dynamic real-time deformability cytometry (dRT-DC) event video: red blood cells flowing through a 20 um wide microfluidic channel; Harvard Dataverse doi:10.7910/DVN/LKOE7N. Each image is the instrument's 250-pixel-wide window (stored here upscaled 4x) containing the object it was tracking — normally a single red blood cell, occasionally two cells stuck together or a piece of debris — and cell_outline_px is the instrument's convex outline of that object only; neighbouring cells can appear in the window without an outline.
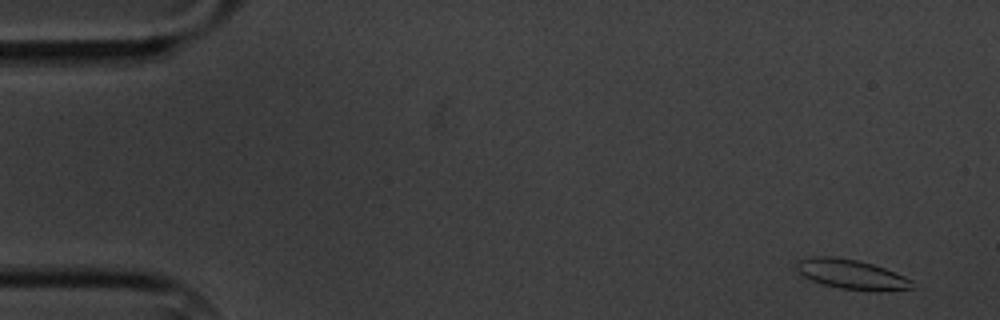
{"species": "common noctule bat (a hibernating species)", "species_latin": "Nyctalus noctula", "temperature_condition": "cold", "stored_images_in_passage": 5, "camera_frame_rate_fps": 3000, "um_per_image_px": 0.085, "animal": {"sex": "male", "body_mass_g": 20.1, "forearm_length_mm": 53.5}, "frame": {"image": 1, "passage_image": 1, "time_ms": 0.0, "image_size_px": [1000, 320], "cell_outline_px": [[916, 288], [880, 292], [876, 292], [840, 288], [824, 284], [812, 280], [804, 276], [796, 268], [796, 260], [812, 256], [832, 256], [860, 260], [884, 268], [904, 276], [912, 280]], "centroid_in_image_um": [72.42, 23.32], "position_along_channel_um": 12.6, "area_um2": 20.23}}